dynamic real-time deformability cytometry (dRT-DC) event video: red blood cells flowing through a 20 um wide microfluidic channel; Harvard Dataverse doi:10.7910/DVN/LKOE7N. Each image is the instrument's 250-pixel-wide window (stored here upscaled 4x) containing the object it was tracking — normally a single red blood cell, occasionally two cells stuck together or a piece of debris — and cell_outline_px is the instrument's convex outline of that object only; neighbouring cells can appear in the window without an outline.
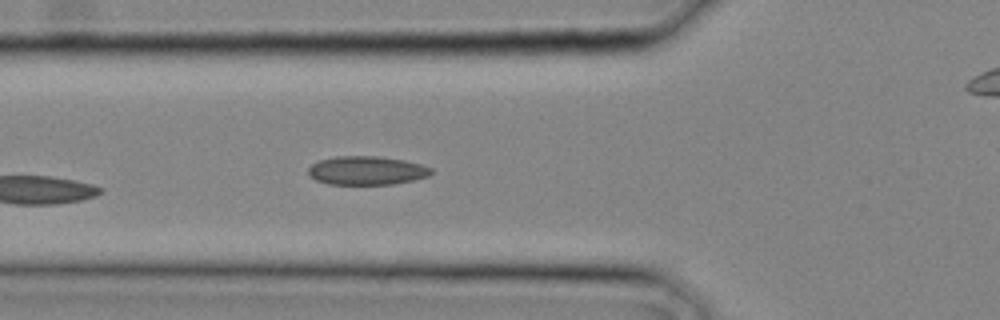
{"species": "common noctule bat (a hibernating species)", "species_latin": "Nyctalus noctula", "temperature_condition": "cold", "stored_images_in_passage": 6, "camera_frame_rate_fps": 3000, "um_per_image_px": 0.085, "animal": {"sex": "male", "body_mass_g": 20.4}, "frame": {"image": 1, "passage_image": 6, "time_ms": 1.667, "image_size_px": [1000, 320], "cell_outline_px": [[432, 172], [428, 176], [412, 180], [392, 184], [328, 184], [316, 180], [308, 172], [308, 168], [312, 164], [320, 160], [336, 156], [376, 156], [404, 160], [420, 164], [432, 168]], "centroid_in_image_um": [31.16, 14.49], "position_along_channel_um": 94.6, "area_um2": 20.35}}